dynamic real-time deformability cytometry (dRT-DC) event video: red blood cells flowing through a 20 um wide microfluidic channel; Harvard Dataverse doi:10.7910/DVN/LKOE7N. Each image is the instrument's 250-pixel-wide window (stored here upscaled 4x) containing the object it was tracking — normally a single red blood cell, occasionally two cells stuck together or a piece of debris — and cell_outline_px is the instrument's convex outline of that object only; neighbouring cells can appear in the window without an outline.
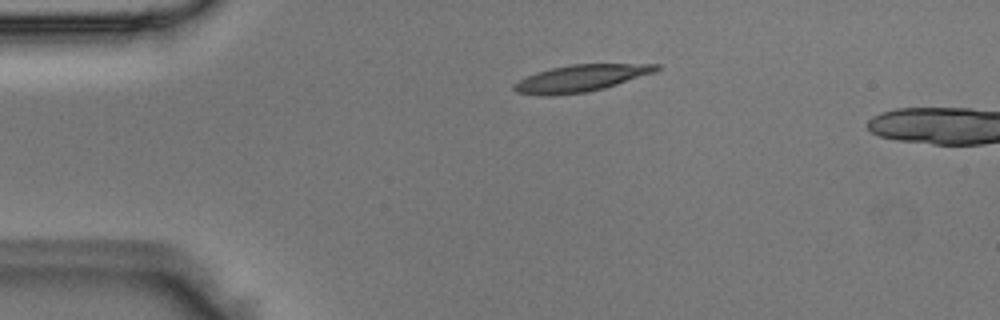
{"species": "Egyptian fruit bat (a non-hibernating species)", "species_latin": "Rousettus aegyptiacus", "temperature_condition": "room temperature", "stored_images_in_passage": 4, "camera_frame_rate_fps": 3000, "um_per_image_px": 0.085, "animal": {"sex": "male"}, "frame": {"image": 1, "passage_image": 3, "time_ms": 0.667, "image_size_px": [1000, 320], "cell_outline_px": [[660, 68], [656, 72], [604, 88], [588, 92], [552, 96], [540, 96], [516, 92], [512, 88], [512, 84], [536, 72], [552, 68], [572, 64], [660, 64]], "centroid_in_image_um": [49.35, 6.66], "position_along_channel_um": 35.6, "area_um2": 22.31}}